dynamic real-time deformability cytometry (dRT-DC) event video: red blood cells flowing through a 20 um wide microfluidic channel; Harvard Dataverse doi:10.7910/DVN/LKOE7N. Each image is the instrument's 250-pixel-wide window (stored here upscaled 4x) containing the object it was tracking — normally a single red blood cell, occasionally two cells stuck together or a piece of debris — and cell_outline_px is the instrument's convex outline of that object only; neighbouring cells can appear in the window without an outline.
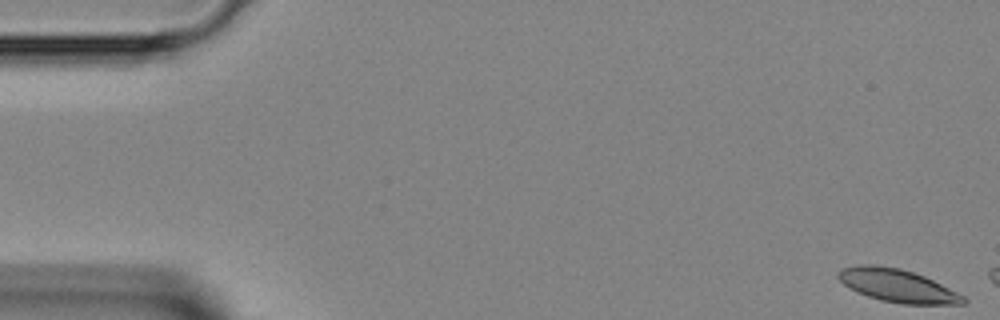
{"species": "Egyptian fruit bat (a non-hibernating species)", "species_latin": "Rousettus aegyptiacus", "temperature_condition": "room temperature", "stored_images_in_passage": 6, "camera_frame_rate_fps": 3000, "um_per_image_px": 0.085, "animal": {"sex": "female"}, "frame": {"image": 1, "passage_image": 1, "time_ms": 0.0, "image_size_px": [1000, 320], "cell_outline_px": [[968, 300], [964, 304], [904, 304], [880, 300], [856, 292], [844, 284], [836, 276], [840, 268], [856, 264], [876, 264], [900, 268], [924, 276], [964, 296]], "centroid_in_image_um": [76.23, 24.26], "position_along_channel_um": 8.8, "area_um2": 24.04}}